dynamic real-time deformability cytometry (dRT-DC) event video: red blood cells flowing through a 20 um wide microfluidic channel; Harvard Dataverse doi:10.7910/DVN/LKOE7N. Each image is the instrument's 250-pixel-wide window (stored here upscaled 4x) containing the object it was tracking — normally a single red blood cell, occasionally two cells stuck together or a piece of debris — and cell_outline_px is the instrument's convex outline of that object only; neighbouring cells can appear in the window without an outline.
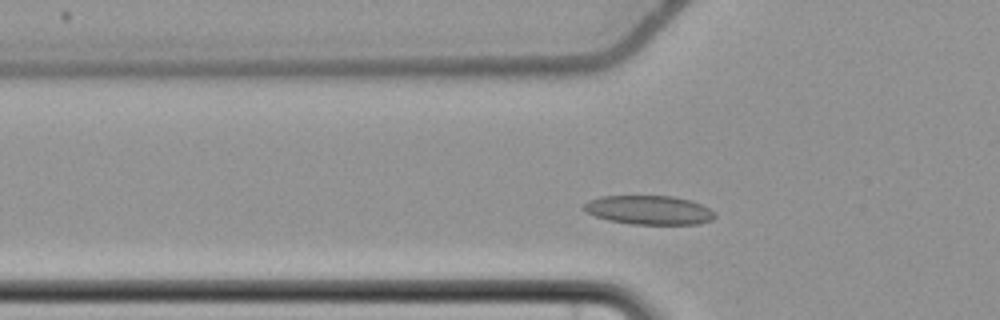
{"species": "common noctule bat (a hibernating species)", "species_latin": "Nyctalus noctula", "temperature_condition": "cold", "stored_images_in_passage": 48, "camera_frame_rate_fps": 3000, "um_per_image_px": 0.085, "animal": {"sex": "female", "body_mass_g": 22.7, "forearm_length_mm": 54.2}, "frame": {"image": 1, "passage_image": 10, "time_ms": 3.0, "image_size_px": [1000, 320], "cell_outline_px": [[716, 216], [712, 220], [696, 224], [632, 224], [608, 220], [596, 216], [588, 212], [584, 208], [584, 204], [588, 200], [600, 196], [672, 196], [692, 200], [716, 212]], "centroid_in_image_um": [55.19, 17.85], "position_along_channel_um": 70.6, "area_um2": 22.08}}
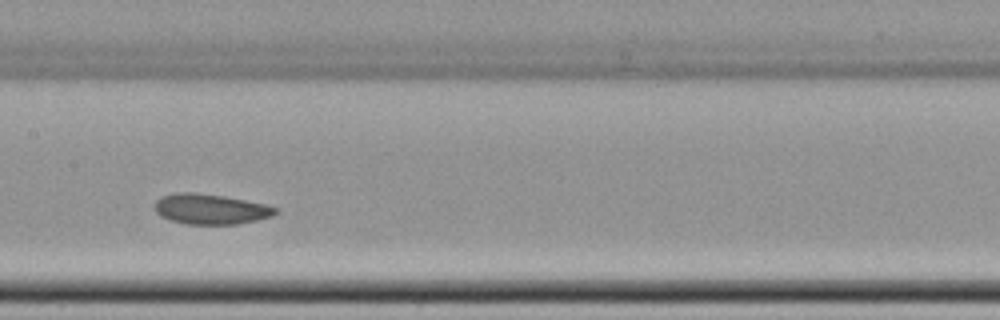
{"frame": {"image": 2, "passage_image": 20, "time_ms": 6.333, "image_size_px": [1000, 320], "cell_outline_px": [[280, 212], [272, 216], [256, 220], [236, 224], [188, 224], [168, 220], [160, 216], [156, 212], [156, 200], [160, 196], [176, 192], [196, 192], [224, 196], [264, 204], [280, 208]], "centroid_in_image_um": [17.9, 17.77], "position_along_channel_um": 189.5, "area_um2": 21.44}}
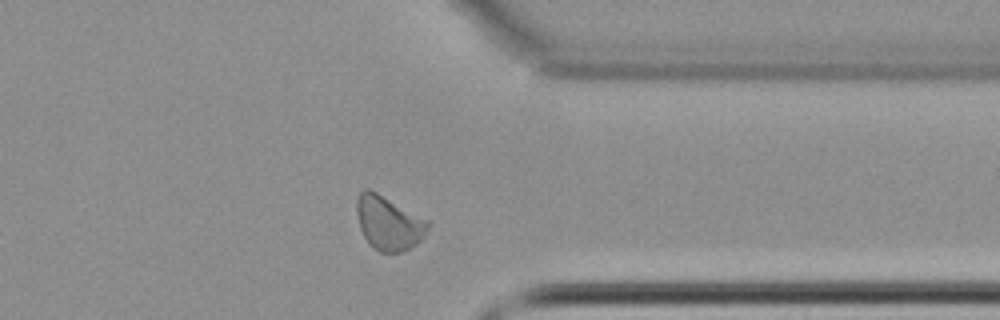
{"frame": {"image": 3, "passage_image": 36, "time_ms": 11.667, "image_size_px": [1000, 320], "cell_outline_px": [[432, 224], [424, 236], [416, 244], [400, 252], [380, 252], [372, 248], [368, 244], [360, 228], [356, 212], [356, 200], [360, 192], [364, 188], [368, 188], [376, 192], [428, 220]], "centroid_in_image_um": [33.02, 18.95], "position_along_channel_um": 378.4, "area_um2": 22.43}, "authors_computed_cell_mechanics": {"area_um2": 21.9929, "velocity_mm_per_s": 3.6119, "shape_relaxation_time_tau1_ms": 3.2201, "shape_relaxation_time_tau2_ms": 2.1256, "deformation_change_tau1": 0.0524, "deformation_change_tau2": 0.067}}